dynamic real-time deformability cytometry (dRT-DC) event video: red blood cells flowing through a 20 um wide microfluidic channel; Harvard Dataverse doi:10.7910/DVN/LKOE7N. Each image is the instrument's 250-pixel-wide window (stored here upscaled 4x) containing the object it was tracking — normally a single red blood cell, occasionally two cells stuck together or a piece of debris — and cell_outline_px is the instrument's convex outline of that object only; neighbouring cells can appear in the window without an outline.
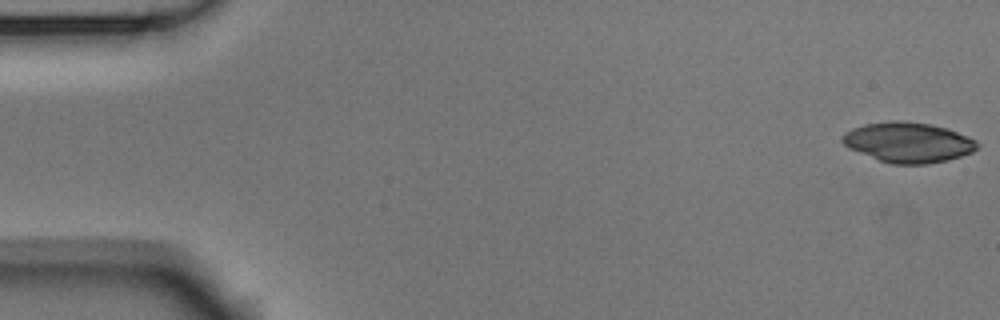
{"species": "Egyptian fruit bat (a non-hibernating species)", "species_latin": "Rousettus aegyptiacus", "temperature_condition": "room temperature", "stored_images_in_passage": 54, "camera_frame_rate_fps": 3000, "um_per_image_px": 0.085, "animal": {"sex": "male"}, "frame": {"image": 1, "passage_image": 1, "time_ms": 0.0, "image_size_px": [1000, 320], "cell_outline_px": [[980, 144], [972, 152], [948, 160], [924, 164], [892, 164], [880, 160], [848, 148], [840, 140], [844, 132], [852, 128], [864, 124], [892, 120], [904, 120], [928, 124], [948, 128], [968, 136], [976, 140]], "centroid_in_image_um": [77.19, 12.09], "position_along_channel_um": 7.8, "area_um2": 31.62}}
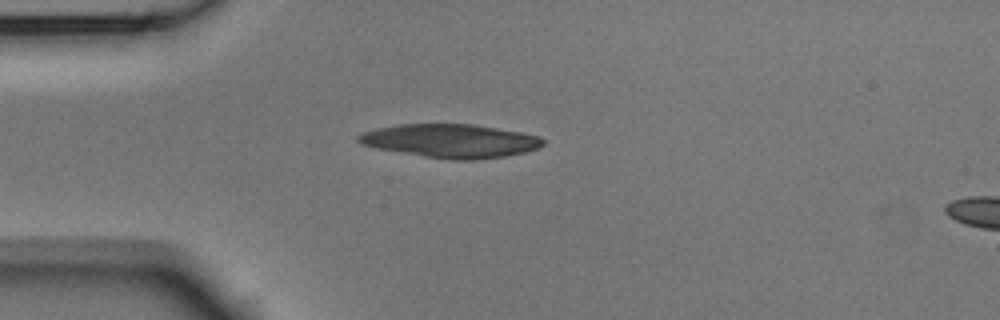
{"frame": {"image": 2, "passage_image": 14, "time_ms": 4.333, "image_size_px": [1000, 320], "cell_outline_px": [[544, 144], [536, 148], [524, 152], [504, 156], [476, 160], [452, 160], [424, 156], [376, 148], [360, 144], [356, 140], [356, 136], [364, 132], [376, 128], [400, 124], [472, 124], [520, 132], [540, 136], [544, 140]], "centroid_in_image_um": [38.27, 11.97], "position_along_channel_um": 46.7, "area_um2": 35.95}}